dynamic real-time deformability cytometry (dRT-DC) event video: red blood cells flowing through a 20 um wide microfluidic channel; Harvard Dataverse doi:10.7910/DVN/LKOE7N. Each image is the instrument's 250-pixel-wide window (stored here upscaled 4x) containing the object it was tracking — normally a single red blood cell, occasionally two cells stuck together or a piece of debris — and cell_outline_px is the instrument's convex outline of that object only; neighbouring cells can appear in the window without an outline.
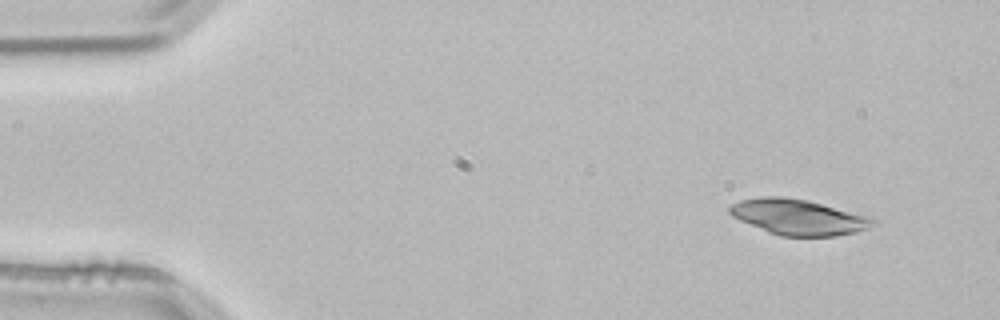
{"species": "common noctule bat (a hibernating species)", "species_latin": "Nyctalus noctula", "temperature_condition": "room temperature", "stored_images_in_passage": 3, "camera_frame_rate_fps": 3000, "um_per_image_px": 0.085, "animal": {"sex": "male", "body_mass_g": 21.5, "forearm_length_mm": 52.0}, "frame": {"image": 1, "passage_image": 1, "time_ms": 0.0, "image_size_px": [1000, 320], "cell_outline_px": [[876, 224], [868, 228], [856, 232], [836, 236], [780, 236], [768, 232], [740, 220], [732, 216], [728, 212], [728, 208], [732, 204], [740, 200], [764, 196], [780, 196], [808, 200], [872, 216], [876, 220]], "centroid_in_image_um": [67.9, 18.45], "position_along_channel_um": 17.1, "area_um2": 29.94}}